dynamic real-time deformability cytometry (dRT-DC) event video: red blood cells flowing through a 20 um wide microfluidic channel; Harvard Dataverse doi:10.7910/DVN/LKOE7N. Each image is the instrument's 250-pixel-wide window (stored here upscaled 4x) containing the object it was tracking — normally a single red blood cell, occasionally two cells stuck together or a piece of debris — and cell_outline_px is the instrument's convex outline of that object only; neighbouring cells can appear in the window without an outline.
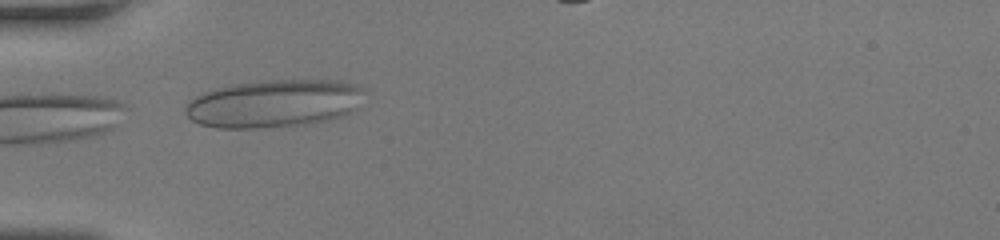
{"species": "human", "species_latin": "Homo sapiens", "temperature_condition": "room temperature", "stored_images_in_passage": 15, "camera_frame_rate_fps": 3000, "um_per_image_px": 0.085, "donor": {"sex": "female"}, "frame": {"image": 1, "passage_image": 1, "time_ms": 0.0, "image_size_px": [1000, 240], "cell_outline_px": [[364, 92], [356, 108], [352, 112], [344, 116], [328, 120], [308, 124], [264, 128], [216, 128], [200, 124], [192, 120], [184, 112], [184, 104], [188, 100], [204, 92], [236, 84], [272, 80], [340, 80], [356, 84], [364, 88]], "centroid_in_image_um": [23.31, 8.81], "position_along_channel_um": 61.7, "area_um2": 50.11}}